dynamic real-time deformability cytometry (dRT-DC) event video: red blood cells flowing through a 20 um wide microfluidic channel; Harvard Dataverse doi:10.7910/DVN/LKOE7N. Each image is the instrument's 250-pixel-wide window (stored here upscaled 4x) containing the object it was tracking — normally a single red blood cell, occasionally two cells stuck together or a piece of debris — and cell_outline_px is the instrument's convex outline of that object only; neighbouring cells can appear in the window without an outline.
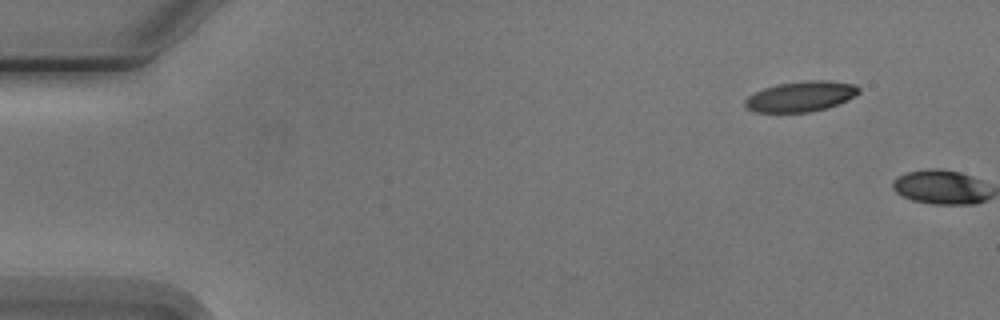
{"species": "Egyptian fruit bat (a non-hibernating species)", "species_latin": "Rousettus aegyptiacus", "temperature_condition": "cold", "stored_images_in_passage": 2, "camera_frame_rate_fps": 3000, "um_per_image_px": 0.085, "animal": {"sex": "male"}, "frame": {"image": 1, "passage_image": 1, "time_ms": 0.0, "image_size_px": [1000, 320], "cell_outline_px": [[860, 92], [856, 96], [848, 100], [828, 108], [808, 112], [756, 112], [748, 108], [744, 104], [744, 100], [748, 96], [764, 88], [776, 84], [804, 80], [828, 80], [856, 84], [860, 88]], "centroid_in_image_um": [68.12, 8.18], "position_along_channel_um": 16.9, "area_um2": 20.35}}